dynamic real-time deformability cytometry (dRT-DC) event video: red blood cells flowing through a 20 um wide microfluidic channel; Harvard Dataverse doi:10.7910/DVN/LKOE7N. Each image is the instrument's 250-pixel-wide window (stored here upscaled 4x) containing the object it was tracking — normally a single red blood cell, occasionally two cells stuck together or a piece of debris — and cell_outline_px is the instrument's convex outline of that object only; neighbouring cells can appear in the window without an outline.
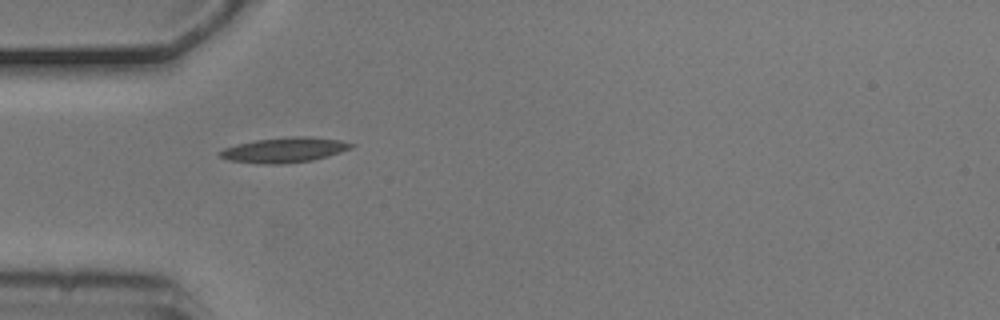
{"species": "common noctule bat (a hibernating species)", "species_latin": "Nyctalus noctula", "temperature_condition": "cold", "stored_images_in_passage": 5, "camera_frame_rate_fps": 3000, "um_per_image_px": 0.085, "animal": {"sex": "male", "body_mass_g": 20.5, "forearm_length_mm": 52.5}, "frame": {"image": 1, "passage_image": 4, "time_ms": 1.0, "image_size_px": [1000, 320], "cell_outline_px": [[356, 144], [352, 148], [328, 156], [312, 160], [284, 164], [260, 164], [228, 160], [220, 156], [216, 152], [224, 148], [236, 144], [256, 140], [292, 136], [312, 136], [340, 140]], "centroid_in_image_um": [24.17, 12.74], "position_along_channel_um": 60.8, "area_um2": 19.36}}
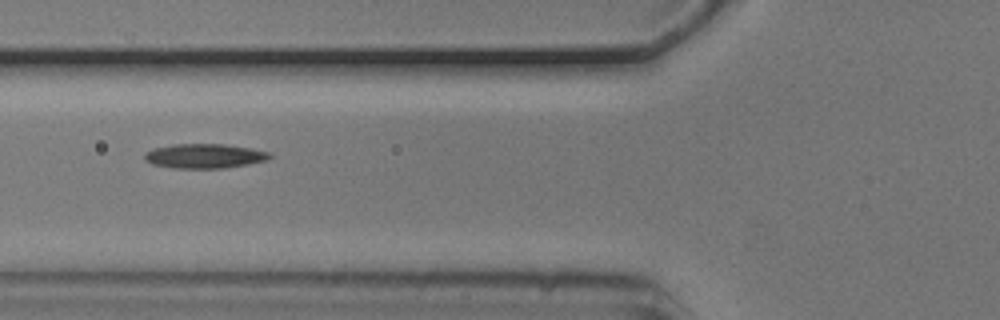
{"frame": {"image": 2, "passage_image": 5, "time_ms": 1.333, "image_size_px": [1000, 320], "cell_outline_px": [[272, 156], [268, 160], [248, 164], [224, 168], [172, 168], [152, 164], [144, 160], [144, 156], [148, 152], [156, 148], [172, 144], [224, 144], [252, 148], [268, 152]], "centroid_in_image_um": [17.4, 13.26], "position_along_channel_um": 108.4, "area_um2": 17.8}}